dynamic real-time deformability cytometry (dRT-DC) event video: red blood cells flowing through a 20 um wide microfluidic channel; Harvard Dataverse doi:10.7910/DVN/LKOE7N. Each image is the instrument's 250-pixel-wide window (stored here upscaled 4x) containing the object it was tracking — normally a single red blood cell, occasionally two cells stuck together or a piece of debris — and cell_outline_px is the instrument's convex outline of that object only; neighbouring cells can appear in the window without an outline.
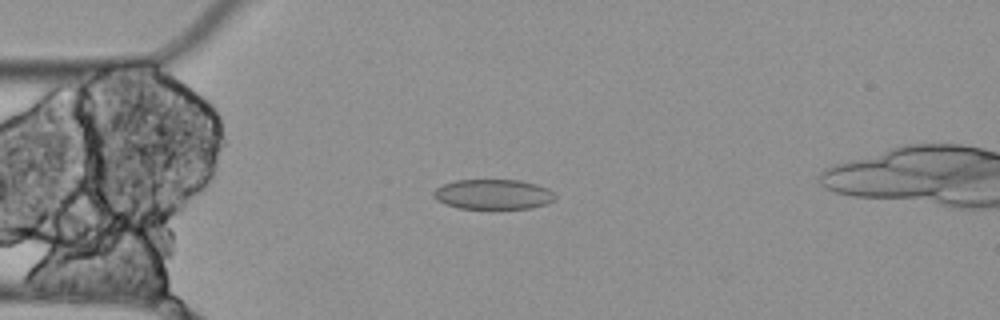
{"species": "Egyptian fruit bat (a non-hibernating species)", "species_latin": "Rousettus aegyptiacus", "temperature_condition": "cold", "stored_images_in_passage": 4, "camera_frame_rate_fps": 3000, "um_per_image_px": 0.085, "animal": {"sex": "female"}, "frame": {"image": 1, "passage_image": 2, "time_ms": 0.333, "image_size_px": [1000, 320], "cell_outline_px": [[556, 200], [548, 204], [532, 208], [460, 208], [444, 204], [436, 200], [432, 196], [432, 192], [436, 188], [444, 184], [456, 180], [520, 180], [536, 184], [548, 188], [556, 196]], "centroid_in_image_um": [41.93, 16.52], "position_along_channel_um": 43.1, "area_um2": 21.39}}
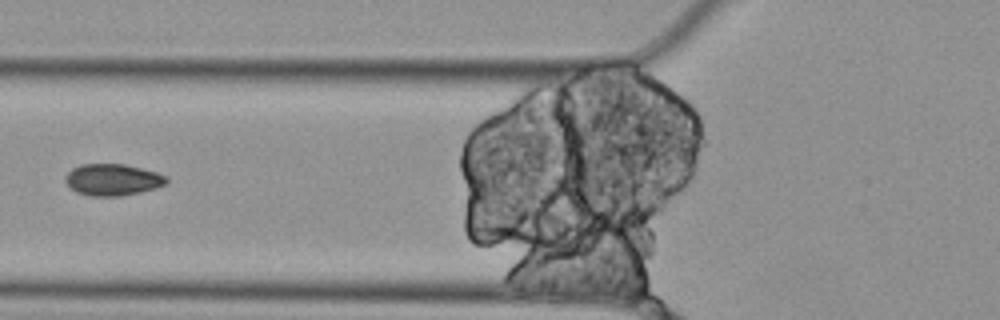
{"frame": {"image": 2, "passage_image": 4, "time_ms": 1.0, "image_size_px": [1000, 320], "cell_outline_px": [[168, 184], [156, 188], [140, 192], [120, 196], [88, 196], [76, 192], [64, 180], [64, 176], [72, 168], [80, 164], [124, 164], [156, 172], [168, 176]], "centroid_in_image_um": [9.58, 15.28], "position_along_channel_um": 116.2, "area_um2": 18.79}}